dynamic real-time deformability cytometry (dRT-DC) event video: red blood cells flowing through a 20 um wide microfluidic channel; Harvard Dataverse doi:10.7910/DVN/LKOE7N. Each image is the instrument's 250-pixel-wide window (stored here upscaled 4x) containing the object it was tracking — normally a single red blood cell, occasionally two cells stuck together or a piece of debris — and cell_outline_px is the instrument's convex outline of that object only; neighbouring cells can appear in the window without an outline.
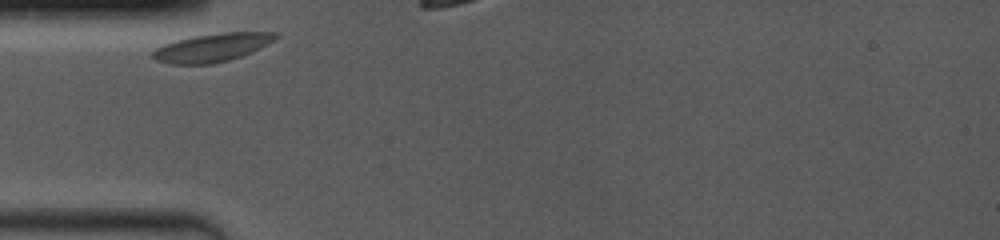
{"species": "common noctule bat (a hibernating species)", "species_latin": "Nyctalus noctula", "temperature_condition": "room temperature", "stored_images_in_passage": 4, "camera_frame_rate_fps": 4000, "um_per_image_px": 0.085, "animal": {"sex": "female", "body_mass_g": 19.0, "forearm_length_mm": 53.3}, "frame": {"image": 1, "passage_image": 1, "time_ms": 0.0, "image_size_px": [1000, 240], "cell_outline_px": [[280, 36], [268, 44], [252, 52], [228, 60], [212, 64], [168, 64], [156, 60], [152, 56], [152, 52], [156, 48], [164, 44], [176, 40], [192, 36], [220, 32], [280, 32]], "centroid_in_image_um": [18.05, 4.03], "position_along_channel_um": 66.9, "area_um2": 20.4}}